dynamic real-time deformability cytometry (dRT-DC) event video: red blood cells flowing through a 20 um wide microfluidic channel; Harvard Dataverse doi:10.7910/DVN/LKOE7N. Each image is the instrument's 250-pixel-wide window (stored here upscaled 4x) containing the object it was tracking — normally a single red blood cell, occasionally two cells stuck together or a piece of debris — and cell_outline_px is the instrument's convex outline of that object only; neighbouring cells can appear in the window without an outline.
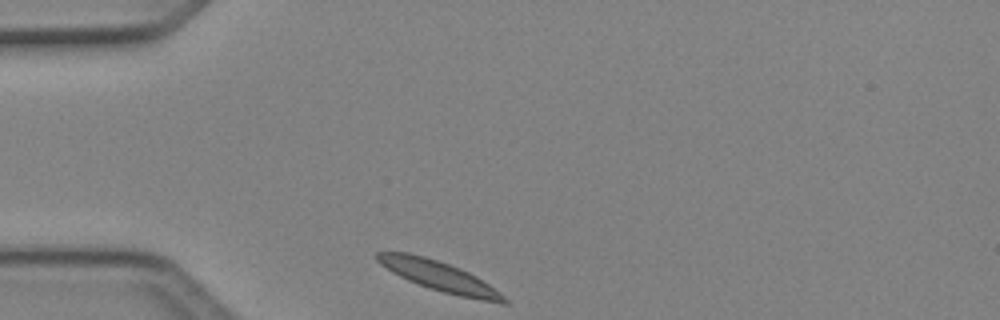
{"species": "Egyptian fruit bat (a non-hibernating species)", "species_latin": "Rousettus aegyptiacus", "temperature_condition": "cold", "stored_images_in_passage": 3, "camera_frame_rate_fps": 3000, "um_per_image_px": 0.085, "animal": {"sex": "female"}, "frame": {"image": 1, "passage_image": 1, "time_ms": 0.0, "image_size_px": [1000, 320], "cell_outline_px": [[508, 304], [500, 304], [460, 296], [444, 292], [408, 280], [392, 272], [380, 264], [376, 260], [376, 252], [408, 252], [424, 256], [460, 268], [476, 276], [488, 284], [504, 296], [508, 300]], "centroid_in_image_um": [37.34, 23.47], "position_along_channel_um": 47.7, "area_um2": 21.73}}
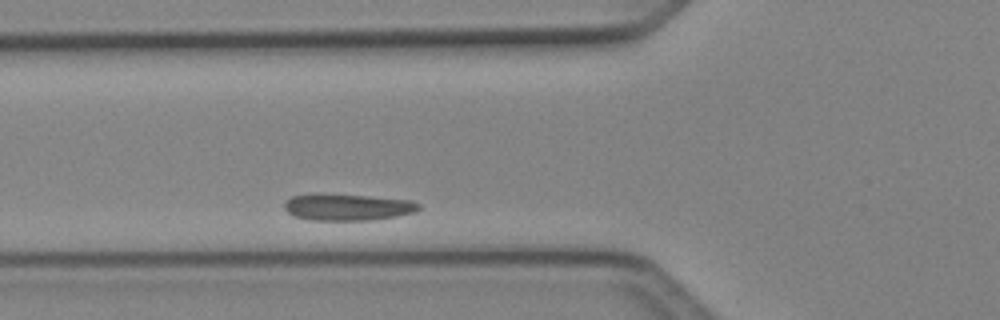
{"frame": {"image": 2, "passage_image": 3, "time_ms": 0.667, "image_size_px": [1000, 320], "cell_outline_px": [[420, 208], [416, 212], [396, 216], [372, 220], [312, 220], [296, 216], [288, 212], [284, 208], [284, 200], [292, 196], [364, 196], [408, 200], [420, 204]], "centroid_in_image_um": [29.58, 17.64], "position_along_channel_um": 96.2, "area_um2": 19.94}}